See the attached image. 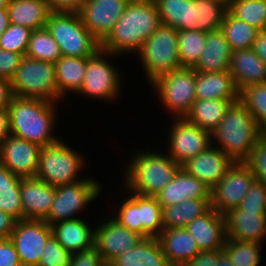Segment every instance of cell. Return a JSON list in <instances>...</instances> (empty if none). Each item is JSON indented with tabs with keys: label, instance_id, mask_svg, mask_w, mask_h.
<instances>
[{
	"label": "cell",
	"instance_id": "cell-60",
	"mask_svg": "<svg viewBox=\"0 0 266 266\" xmlns=\"http://www.w3.org/2000/svg\"><path fill=\"white\" fill-rule=\"evenodd\" d=\"M102 266H116V265L112 263L111 261H104Z\"/></svg>",
	"mask_w": 266,
	"mask_h": 266
},
{
	"label": "cell",
	"instance_id": "cell-33",
	"mask_svg": "<svg viewBox=\"0 0 266 266\" xmlns=\"http://www.w3.org/2000/svg\"><path fill=\"white\" fill-rule=\"evenodd\" d=\"M162 24L178 31L194 30L195 0H154Z\"/></svg>",
	"mask_w": 266,
	"mask_h": 266
},
{
	"label": "cell",
	"instance_id": "cell-45",
	"mask_svg": "<svg viewBox=\"0 0 266 266\" xmlns=\"http://www.w3.org/2000/svg\"><path fill=\"white\" fill-rule=\"evenodd\" d=\"M257 181L266 185V137L261 136L245 161Z\"/></svg>",
	"mask_w": 266,
	"mask_h": 266
},
{
	"label": "cell",
	"instance_id": "cell-31",
	"mask_svg": "<svg viewBox=\"0 0 266 266\" xmlns=\"http://www.w3.org/2000/svg\"><path fill=\"white\" fill-rule=\"evenodd\" d=\"M10 22L31 30L45 28L52 12L45 0H9Z\"/></svg>",
	"mask_w": 266,
	"mask_h": 266
},
{
	"label": "cell",
	"instance_id": "cell-16",
	"mask_svg": "<svg viewBox=\"0 0 266 266\" xmlns=\"http://www.w3.org/2000/svg\"><path fill=\"white\" fill-rule=\"evenodd\" d=\"M130 0H83L78 11L85 27L102 43L111 33Z\"/></svg>",
	"mask_w": 266,
	"mask_h": 266
},
{
	"label": "cell",
	"instance_id": "cell-7",
	"mask_svg": "<svg viewBox=\"0 0 266 266\" xmlns=\"http://www.w3.org/2000/svg\"><path fill=\"white\" fill-rule=\"evenodd\" d=\"M147 81L181 67L178 49V30L161 25L143 43L137 53Z\"/></svg>",
	"mask_w": 266,
	"mask_h": 266
},
{
	"label": "cell",
	"instance_id": "cell-61",
	"mask_svg": "<svg viewBox=\"0 0 266 266\" xmlns=\"http://www.w3.org/2000/svg\"><path fill=\"white\" fill-rule=\"evenodd\" d=\"M216 1L224 2V3H227L229 5L231 0H216Z\"/></svg>",
	"mask_w": 266,
	"mask_h": 266
},
{
	"label": "cell",
	"instance_id": "cell-43",
	"mask_svg": "<svg viewBox=\"0 0 266 266\" xmlns=\"http://www.w3.org/2000/svg\"><path fill=\"white\" fill-rule=\"evenodd\" d=\"M31 32L28 27L11 23L0 37V49L25 56Z\"/></svg>",
	"mask_w": 266,
	"mask_h": 266
},
{
	"label": "cell",
	"instance_id": "cell-3",
	"mask_svg": "<svg viewBox=\"0 0 266 266\" xmlns=\"http://www.w3.org/2000/svg\"><path fill=\"white\" fill-rule=\"evenodd\" d=\"M260 137L261 126L239 100L231 105L220 124L211 132L212 146L219 148L234 162H245Z\"/></svg>",
	"mask_w": 266,
	"mask_h": 266
},
{
	"label": "cell",
	"instance_id": "cell-2",
	"mask_svg": "<svg viewBox=\"0 0 266 266\" xmlns=\"http://www.w3.org/2000/svg\"><path fill=\"white\" fill-rule=\"evenodd\" d=\"M57 103L14 96L8 106L10 134L40 147L57 142ZM56 109V110H55Z\"/></svg>",
	"mask_w": 266,
	"mask_h": 266
},
{
	"label": "cell",
	"instance_id": "cell-39",
	"mask_svg": "<svg viewBox=\"0 0 266 266\" xmlns=\"http://www.w3.org/2000/svg\"><path fill=\"white\" fill-rule=\"evenodd\" d=\"M206 45V33L197 30L178 31L181 67H194Z\"/></svg>",
	"mask_w": 266,
	"mask_h": 266
},
{
	"label": "cell",
	"instance_id": "cell-54",
	"mask_svg": "<svg viewBox=\"0 0 266 266\" xmlns=\"http://www.w3.org/2000/svg\"><path fill=\"white\" fill-rule=\"evenodd\" d=\"M252 49L266 64V30L259 31L257 39L253 43Z\"/></svg>",
	"mask_w": 266,
	"mask_h": 266
},
{
	"label": "cell",
	"instance_id": "cell-56",
	"mask_svg": "<svg viewBox=\"0 0 266 266\" xmlns=\"http://www.w3.org/2000/svg\"><path fill=\"white\" fill-rule=\"evenodd\" d=\"M9 13L7 8L0 9V37L10 26Z\"/></svg>",
	"mask_w": 266,
	"mask_h": 266
},
{
	"label": "cell",
	"instance_id": "cell-10",
	"mask_svg": "<svg viewBox=\"0 0 266 266\" xmlns=\"http://www.w3.org/2000/svg\"><path fill=\"white\" fill-rule=\"evenodd\" d=\"M150 84L172 118H185L196 101L193 67L174 69L158 76Z\"/></svg>",
	"mask_w": 266,
	"mask_h": 266
},
{
	"label": "cell",
	"instance_id": "cell-35",
	"mask_svg": "<svg viewBox=\"0 0 266 266\" xmlns=\"http://www.w3.org/2000/svg\"><path fill=\"white\" fill-rule=\"evenodd\" d=\"M20 180V177L14 175L0 163V210L9 214L16 221L23 220Z\"/></svg>",
	"mask_w": 266,
	"mask_h": 266
},
{
	"label": "cell",
	"instance_id": "cell-58",
	"mask_svg": "<svg viewBox=\"0 0 266 266\" xmlns=\"http://www.w3.org/2000/svg\"><path fill=\"white\" fill-rule=\"evenodd\" d=\"M9 0H0V9L7 8Z\"/></svg>",
	"mask_w": 266,
	"mask_h": 266
},
{
	"label": "cell",
	"instance_id": "cell-15",
	"mask_svg": "<svg viewBox=\"0 0 266 266\" xmlns=\"http://www.w3.org/2000/svg\"><path fill=\"white\" fill-rule=\"evenodd\" d=\"M51 236V225L45 220L16 221L10 240L17 250L22 266H38L43 248Z\"/></svg>",
	"mask_w": 266,
	"mask_h": 266
},
{
	"label": "cell",
	"instance_id": "cell-57",
	"mask_svg": "<svg viewBox=\"0 0 266 266\" xmlns=\"http://www.w3.org/2000/svg\"><path fill=\"white\" fill-rule=\"evenodd\" d=\"M217 266H234L232 264L230 257L227 255V253L224 250H222L218 254V265Z\"/></svg>",
	"mask_w": 266,
	"mask_h": 266
},
{
	"label": "cell",
	"instance_id": "cell-44",
	"mask_svg": "<svg viewBox=\"0 0 266 266\" xmlns=\"http://www.w3.org/2000/svg\"><path fill=\"white\" fill-rule=\"evenodd\" d=\"M71 257L72 254L52 235L43 248L38 266H69Z\"/></svg>",
	"mask_w": 266,
	"mask_h": 266
},
{
	"label": "cell",
	"instance_id": "cell-11",
	"mask_svg": "<svg viewBox=\"0 0 266 266\" xmlns=\"http://www.w3.org/2000/svg\"><path fill=\"white\" fill-rule=\"evenodd\" d=\"M110 56L112 58L118 55L100 48L93 56L87 57L84 82L77 92L78 95L103 102H114L118 99L121 93L122 73L112 65Z\"/></svg>",
	"mask_w": 266,
	"mask_h": 266
},
{
	"label": "cell",
	"instance_id": "cell-9",
	"mask_svg": "<svg viewBox=\"0 0 266 266\" xmlns=\"http://www.w3.org/2000/svg\"><path fill=\"white\" fill-rule=\"evenodd\" d=\"M126 199L118 206L117 213L113 215L120 225L127 227L141 235L143 238H157L162 230V206L156 196H145L126 191Z\"/></svg>",
	"mask_w": 266,
	"mask_h": 266
},
{
	"label": "cell",
	"instance_id": "cell-28",
	"mask_svg": "<svg viewBox=\"0 0 266 266\" xmlns=\"http://www.w3.org/2000/svg\"><path fill=\"white\" fill-rule=\"evenodd\" d=\"M231 53L221 29L207 32L205 48L193 69L202 73L228 71Z\"/></svg>",
	"mask_w": 266,
	"mask_h": 266
},
{
	"label": "cell",
	"instance_id": "cell-55",
	"mask_svg": "<svg viewBox=\"0 0 266 266\" xmlns=\"http://www.w3.org/2000/svg\"><path fill=\"white\" fill-rule=\"evenodd\" d=\"M10 134L9 110L0 108V146Z\"/></svg>",
	"mask_w": 266,
	"mask_h": 266
},
{
	"label": "cell",
	"instance_id": "cell-48",
	"mask_svg": "<svg viewBox=\"0 0 266 266\" xmlns=\"http://www.w3.org/2000/svg\"><path fill=\"white\" fill-rule=\"evenodd\" d=\"M103 262L99 251L93 247L92 249L72 254L69 266H102Z\"/></svg>",
	"mask_w": 266,
	"mask_h": 266
},
{
	"label": "cell",
	"instance_id": "cell-1",
	"mask_svg": "<svg viewBox=\"0 0 266 266\" xmlns=\"http://www.w3.org/2000/svg\"><path fill=\"white\" fill-rule=\"evenodd\" d=\"M162 25L154 0H130L101 49L120 56L135 54L143 43Z\"/></svg>",
	"mask_w": 266,
	"mask_h": 266
},
{
	"label": "cell",
	"instance_id": "cell-6",
	"mask_svg": "<svg viewBox=\"0 0 266 266\" xmlns=\"http://www.w3.org/2000/svg\"><path fill=\"white\" fill-rule=\"evenodd\" d=\"M83 158L81 152L73 150L60 138L53 144L41 147L35 177L55 187L87 179L81 175L86 163Z\"/></svg>",
	"mask_w": 266,
	"mask_h": 266
},
{
	"label": "cell",
	"instance_id": "cell-32",
	"mask_svg": "<svg viewBox=\"0 0 266 266\" xmlns=\"http://www.w3.org/2000/svg\"><path fill=\"white\" fill-rule=\"evenodd\" d=\"M233 103L232 100L196 99L185 119L211 133L220 124Z\"/></svg>",
	"mask_w": 266,
	"mask_h": 266
},
{
	"label": "cell",
	"instance_id": "cell-4",
	"mask_svg": "<svg viewBox=\"0 0 266 266\" xmlns=\"http://www.w3.org/2000/svg\"><path fill=\"white\" fill-rule=\"evenodd\" d=\"M131 157L123 173V188L145 196H156L181 168L166 152L157 150H138Z\"/></svg>",
	"mask_w": 266,
	"mask_h": 266
},
{
	"label": "cell",
	"instance_id": "cell-50",
	"mask_svg": "<svg viewBox=\"0 0 266 266\" xmlns=\"http://www.w3.org/2000/svg\"><path fill=\"white\" fill-rule=\"evenodd\" d=\"M223 249L200 251L184 266H217L218 254Z\"/></svg>",
	"mask_w": 266,
	"mask_h": 266
},
{
	"label": "cell",
	"instance_id": "cell-53",
	"mask_svg": "<svg viewBox=\"0 0 266 266\" xmlns=\"http://www.w3.org/2000/svg\"><path fill=\"white\" fill-rule=\"evenodd\" d=\"M16 220L9 214L0 210V239H9Z\"/></svg>",
	"mask_w": 266,
	"mask_h": 266
},
{
	"label": "cell",
	"instance_id": "cell-46",
	"mask_svg": "<svg viewBox=\"0 0 266 266\" xmlns=\"http://www.w3.org/2000/svg\"><path fill=\"white\" fill-rule=\"evenodd\" d=\"M265 184L255 180L237 208L246 212H265Z\"/></svg>",
	"mask_w": 266,
	"mask_h": 266
},
{
	"label": "cell",
	"instance_id": "cell-24",
	"mask_svg": "<svg viewBox=\"0 0 266 266\" xmlns=\"http://www.w3.org/2000/svg\"><path fill=\"white\" fill-rule=\"evenodd\" d=\"M228 71L239 91L252 84L266 83V64L252 48L233 51Z\"/></svg>",
	"mask_w": 266,
	"mask_h": 266
},
{
	"label": "cell",
	"instance_id": "cell-42",
	"mask_svg": "<svg viewBox=\"0 0 266 266\" xmlns=\"http://www.w3.org/2000/svg\"><path fill=\"white\" fill-rule=\"evenodd\" d=\"M239 101L260 126L266 121V83L252 84L240 90Z\"/></svg>",
	"mask_w": 266,
	"mask_h": 266
},
{
	"label": "cell",
	"instance_id": "cell-59",
	"mask_svg": "<svg viewBox=\"0 0 266 266\" xmlns=\"http://www.w3.org/2000/svg\"><path fill=\"white\" fill-rule=\"evenodd\" d=\"M261 136L266 137V121L261 125Z\"/></svg>",
	"mask_w": 266,
	"mask_h": 266
},
{
	"label": "cell",
	"instance_id": "cell-18",
	"mask_svg": "<svg viewBox=\"0 0 266 266\" xmlns=\"http://www.w3.org/2000/svg\"><path fill=\"white\" fill-rule=\"evenodd\" d=\"M142 236L109 218L95 226L94 247L103 261H112L117 256L135 247Z\"/></svg>",
	"mask_w": 266,
	"mask_h": 266
},
{
	"label": "cell",
	"instance_id": "cell-25",
	"mask_svg": "<svg viewBox=\"0 0 266 266\" xmlns=\"http://www.w3.org/2000/svg\"><path fill=\"white\" fill-rule=\"evenodd\" d=\"M53 237L71 254L94 247L95 226L81 218L51 224Z\"/></svg>",
	"mask_w": 266,
	"mask_h": 266
},
{
	"label": "cell",
	"instance_id": "cell-41",
	"mask_svg": "<svg viewBox=\"0 0 266 266\" xmlns=\"http://www.w3.org/2000/svg\"><path fill=\"white\" fill-rule=\"evenodd\" d=\"M228 10L260 31L266 30V0H231Z\"/></svg>",
	"mask_w": 266,
	"mask_h": 266
},
{
	"label": "cell",
	"instance_id": "cell-23",
	"mask_svg": "<svg viewBox=\"0 0 266 266\" xmlns=\"http://www.w3.org/2000/svg\"><path fill=\"white\" fill-rule=\"evenodd\" d=\"M224 216L227 238L239 241L257 242L260 244L265 242V212H246L239 211L235 208Z\"/></svg>",
	"mask_w": 266,
	"mask_h": 266
},
{
	"label": "cell",
	"instance_id": "cell-17",
	"mask_svg": "<svg viewBox=\"0 0 266 266\" xmlns=\"http://www.w3.org/2000/svg\"><path fill=\"white\" fill-rule=\"evenodd\" d=\"M41 147L9 134L0 146V163L20 178H35Z\"/></svg>",
	"mask_w": 266,
	"mask_h": 266
},
{
	"label": "cell",
	"instance_id": "cell-13",
	"mask_svg": "<svg viewBox=\"0 0 266 266\" xmlns=\"http://www.w3.org/2000/svg\"><path fill=\"white\" fill-rule=\"evenodd\" d=\"M255 180L245 162H234L225 176L210 190L211 208L222 215L238 208Z\"/></svg>",
	"mask_w": 266,
	"mask_h": 266
},
{
	"label": "cell",
	"instance_id": "cell-19",
	"mask_svg": "<svg viewBox=\"0 0 266 266\" xmlns=\"http://www.w3.org/2000/svg\"><path fill=\"white\" fill-rule=\"evenodd\" d=\"M233 164L234 161L229 156L211 145L207 150L189 159L181 167L211 190Z\"/></svg>",
	"mask_w": 266,
	"mask_h": 266
},
{
	"label": "cell",
	"instance_id": "cell-26",
	"mask_svg": "<svg viewBox=\"0 0 266 266\" xmlns=\"http://www.w3.org/2000/svg\"><path fill=\"white\" fill-rule=\"evenodd\" d=\"M157 239L170 266H184L200 252L186 228H164Z\"/></svg>",
	"mask_w": 266,
	"mask_h": 266
},
{
	"label": "cell",
	"instance_id": "cell-49",
	"mask_svg": "<svg viewBox=\"0 0 266 266\" xmlns=\"http://www.w3.org/2000/svg\"><path fill=\"white\" fill-rule=\"evenodd\" d=\"M0 266H22L17 250L10 238L0 239Z\"/></svg>",
	"mask_w": 266,
	"mask_h": 266
},
{
	"label": "cell",
	"instance_id": "cell-37",
	"mask_svg": "<svg viewBox=\"0 0 266 266\" xmlns=\"http://www.w3.org/2000/svg\"><path fill=\"white\" fill-rule=\"evenodd\" d=\"M228 4L216 0H195L194 30L210 32L221 28Z\"/></svg>",
	"mask_w": 266,
	"mask_h": 266
},
{
	"label": "cell",
	"instance_id": "cell-51",
	"mask_svg": "<svg viewBox=\"0 0 266 266\" xmlns=\"http://www.w3.org/2000/svg\"><path fill=\"white\" fill-rule=\"evenodd\" d=\"M51 11L78 12L83 0H45Z\"/></svg>",
	"mask_w": 266,
	"mask_h": 266
},
{
	"label": "cell",
	"instance_id": "cell-20",
	"mask_svg": "<svg viewBox=\"0 0 266 266\" xmlns=\"http://www.w3.org/2000/svg\"><path fill=\"white\" fill-rule=\"evenodd\" d=\"M55 196V186L35 178H21L23 220H45Z\"/></svg>",
	"mask_w": 266,
	"mask_h": 266
},
{
	"label": "cell",
	"instance_id": "cell-52",
	"mask_svg": "<svg viewBox=\"0 0 266 266\" xmlns=\"http://www.w3.org/2000/svg\"><path fill=\"white\" fill-rule=\"evenodd\" d=\"M14 94L10 80L0 77V108H8Z\"/></svg>",
	"mask_w": 266,
	"mask_h": 266
},
{
	"label": "cell",
	"instance_id": "cell-34",
	"mask_svg": "<svg viewBox=\"0 0 266 266\" xmlns=\"http://www.w3.org/2000/svg\"><path fill=\"white\" fill-rule=\"evenodd\" d=\"M211 208L210 199H188L162 208L164 228H185L192 220Z\"/></svg>",
	"mask_w": 266,
	"mask_h": 266
},
{
	"label": "cell",
	"instance_id": "cell-36",
	"mask_svg": "<svg viewBox=\"0 0 266 266\" xmlns=\"http://www.w3.org/2000/svg\"><path fill=\"white\" fill-rule=\"evenodd\" d=\"M233 51L252 48L259 29L236 18L229 10L220 28Z\"/></svg>",
	"mask_w": 266,
	"mask_h": 266
},
{
	"label": "cell",
	"instance_id": "cell-21",
	"mask_svg": "<svg viewBox=\"0 0 266 266\" xmlns=\"http://www.w3.org/2000/svg\"><path fill=\"white\" fill-rule=\"evenodd\" d=\"M200 251L223 249L227 234L225 216L210 208L186 227Z\"/></svg>",
	"mask_w": 266,
	"mask_h": 266
},
{
	"label": "cell",
	"instance_id": "cell-29",
	"mask_svg": "<svg viewBox=\"0 0 266 266\" xmlns=\"http://www.w3.org/2000/svg\"><path fill=\"white\" fill-rule=\"evenodd\" d=\"M86 67L87 57L61 56L55 62L58 102H63L65 97L79 91L84 82Z\"/></svg>",
	"mask_w": 266,
	"mask_h": 266
},
{
	"label": "cell",
	"instance_id": "cell-62",
	"mask_svg": "<svg viewBox=\"0 0 266 266\" xmlns=\"http://www.w3.org/2000/svg\"><path fill=\"white\" fill-rule=\"evenodd\" d=\"M265 200V213H266V185H265V198H264Z\"/></svg>",
	"mask_w": 266,
	"mask_h": 266
},
{
	"label": "cell",
	"instance_id": "cell-40",
	"mask_svg": "<svg viewBox=\"0 0 266 266\" xmlns=\"http://www.w3.org/2000/svg\"><path fill=\"white\" fill-rule=\"evenodd\" d=\"M262 244L226 238L223 250L234 266H259L262 262ZM266 266V265H265Z\"/></svg>",
	"mask_w": 266,
	"mask_h": 266
},
{
	"label": "cell",
	"instance_id": "cell-27",
	"mask_svg": "<svg viewBox=\"0 0 266 266\" xmlns=\"http://www.w3.org/2000/svg\"><path fill=\"white\" fill-rule=\"evenodd\" d=\"M239 90L229 71L197 72L195 71V94L200 100H239Z\"/></svg>",
	"mask_w": 266,
	"mask_h": 266
},
{
	"label": "cell",
	"instance_id": "cell-8",
	"mask_svg": "<svg viewBox=\"0 0 266 266\" xmlns=\"http://www.w3.org/2000/svg\"><path fill=\"white\" fill-rule=\"evenodd\" d=\"M10 83L16 97L58 103L55 63L24 56Z\"/></svg>",
	"mask_w": 266,
	"mask_h": 266
},
{
	"label": "cell",
	"instance_id": "cell-47",
	"mask_svg": "<svg viewBox=\"0 0 266 266\" xmlns=\"http://www.w3.org/2000/svg\"><path fill=\"white\" fill-rule=\"evenodd\" d=\"M24 55L0 49V77L11 79L21 64Z\"/></svg>",
	"mask_w": 266,
	"mask_h": 266
},
{
	"label": "cell",
	"instance_id": "cell-5",
	"mask_svg": "<svg viewBox=\"0 0 266 266\" xmlns=\"http://www.w3.org/2000/svg\"><path fill=\"white\" fill-rule=\"evenodd\" d=\"M45 27L59 45L62 56L91 57L101 48L78 12L52 11Z\"/></svg>",
	"mask_w": 266,
	"mask_h": 266
},
{
	"label": "cell",
	"instance_id": "cell-30",
	"mask_svg": "<svg viewBox=\"0 0 266 266\" xmlns=\"http://www.w3.org/2000/svg\"><path fill=\"white\" fill-rule=\"evenodd\" d=\"M111 262L116 266H170L160 242L155 237L142 238L135 247Z\"/></svg>",
	"mask_w": 266,
	"mask_h": 266
},
{
	"label": "cell",
	"instance_id": "cell-12",
	"mask_svg": "<svg viewBox=\"0 0 266 266\" xmlns=\"http://www.w3.org/2000/svg\"><path fill=\"white\" fill-rule=\"evenodd\" d=\"M93 177L76 183L55 187V196L45 221L51 225L63 220L80 218L83 208L93 203L101 194L102 185ZM77 216V217H76Z\"/></svg>",
	"mask_w": 266,
	"mask_h": 266
},
{
	"label": "cell",
	"instance_id": "cell-38",
	"mask_svg": "<svg viewBox=\"0 0 266 266\" xmlns=\"http://www.w3.org/2000/svg\"><path fill=\"white\" fill-rule=\"evenodd\" d=\"M25 56L55 63L62 55L56 40L45 27L32 30Z\"/></svg>",
	"mask_w": 266,
	"mask_h": 266
},
{
	"label": "cell",
	"instance_id": "cell-22",
	"mask_svg": "<svg viewBox=\"0 0 266 266\" xmlns=\"http://www.w3.org/2000/svg\"><path fill=\"white\" fill-rule=\"evenodd\" d=\"M156 198L164 208L188 199H210V189L181 167L173 179L156 195Z\"/></svg>",
	"mask_w": 266,
	"mask_h": 266
},
{
	"label": "cell",
	"instance_id": "cell-14",
	"mask_svg": "<svg viewBox=\"0 0 266 266\" xmlns=\"http://www.w3.org/2000/svg\"><path fill=\"white\" fill-rule=\"evenodd\" d=\"M171 120L173 122L169 127L170 136L165 152L180 166L212 145L210 132L188 122L185 118Z\"/></svg>",
	"mask_w": 266,
	"mask_h": 266
}]
</instances>
